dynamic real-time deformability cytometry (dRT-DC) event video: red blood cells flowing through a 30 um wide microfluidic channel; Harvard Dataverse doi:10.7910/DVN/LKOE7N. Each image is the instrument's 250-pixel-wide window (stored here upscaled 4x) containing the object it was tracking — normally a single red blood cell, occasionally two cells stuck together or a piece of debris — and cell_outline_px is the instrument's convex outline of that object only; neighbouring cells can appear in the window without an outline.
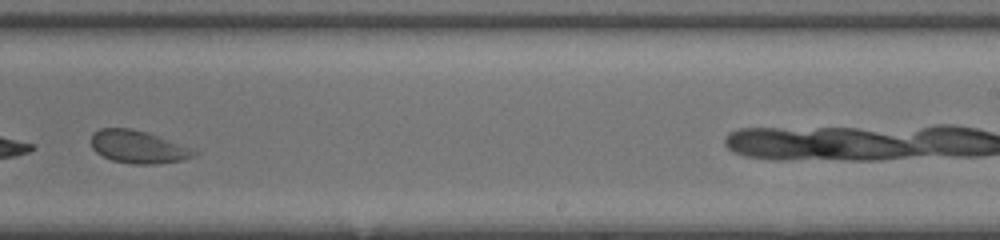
{"species": "common noctule bat (a hibernating species)", "species_latin": "Nyctalus noctula", "temperature_condition": "room temperature", "stored_images_in_passage": 27, "camera_frame_rate_fps": 3000, "um_per_image_px": 0.085, "animal": {"sex": "female", "body_mass_g": 20.0, "forearm_length_mm": 54.0}, "frame": {"image": 1, "passage_image": 16, "time_ms": 5.0, "image_size_px": [1000, 240], "cell_outline_px": [[200, 152], [196, 156], [184, 160], [160, 164], [132, 164], [112, 160], [96, 152], [92, 148], [92, 132], [100, 128], [132, 128], [148, 132]], "centroid_in_image_um": [11.75, 12.49], "position_along_channel_um": 277.2, "area_um2": 19.71}, "authors_computed_cell_mechanics": {"area_um2": 20.9236, "velocity_mm_per_s": 4.3366, "shape_relaxation_time_tau1_ms": 0.3265, "shape_relaxation_time_tau2_ms": 0.785, "deformation_change_tau1": 0.2383, "deformation_change_tau2": 0.0583}}